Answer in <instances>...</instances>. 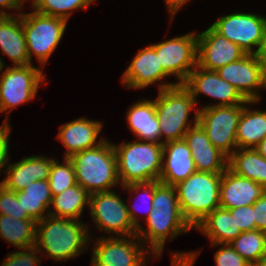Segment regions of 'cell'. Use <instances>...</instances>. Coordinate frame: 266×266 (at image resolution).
I'll use <instances>...</instances> for the list:
<instances>
[{
  "mask_svg": "<svg viewBox=\"0 0 266 266\" xmlns=\"http://www.w3.org/2000/svg\"><path fill=\"white\" fill-rule=\"evenodd\" d=\"M183 85L189 90L197 104V96L204 94L219 102L206 105L211 106H231L238 104H256L259 101H248L230 83L222 79L216 71H210L196 66L189 74Z\"/></svg>",
  "mask_w": 266,
  "mask_h": 266,
  "instance_id": "obj_15",
  "label": "cell"
},
{
  "mask_svg": "<svg viewBox=\"0 0 266 266\" xmlns=\"http://www.w3.org/2000/svg\"><path fill=\"white\" fill-rule=\"evenodd\" d=\"M253 208L256 229L266 232V193L253 204Z\"/></svg>",
  "mask_w": 266,
  "mask_h": 266,
  "instance_id": "obj_40",
  "label": "cell"
},
{
  "mask_svg": "<svg viewBox=\"0 0 266 266\" xmlns=\"http://www.w3.org/2000/svg\"><path fill=\"white\" fill-rule=\"evenodd\" d=\"M4 66H5L4 62L1 60V57H0V72H2Z\"/></svg>",
  "mask_w": 266,
  "mask_h": 266,
  "instance_id": "obj_47",
  "label": "cell"
},
{
  "mask_svg": "<svg viewBox=\"0 0 266 266\" xmlns=\"http://www.w3.org/2000/svg\"><path fill=\"white\" fill-rule=\"evenodd\" d=\"M9 117L6 116L4 123L0 126V170L9 164V135H10V124ZM1 172V171H0Z\"/></svg>",
  "mask_w": 266,
  "mask_h": 266,
  "instance_id": "obj_39",
  "label": "cell"
},
{
  "mask_svg": "<svg viewBox=\"0 0 266 266\" xmlns=\"http://www.w3.org/2000/svg\"><path fill=\"white\" fill-rule=\"evenodd\" d=\"M246 54L212 26L197 34V66L202 69L216 71L220 67L238 61Z\"/></svg>",
  "mask_w": 266,
  "mask_h": 266,
  "instance_id": "obj_16",
  "label": "cell"
},
{
  "mask_svg": "<svg viewBox=\"0 0 266 266\" xmlns=\"http://www.w3.org/2000/svg\"><path fill=\"white\" fill-rule=\"evenodd\" d=\"M89 229L81 220L46 216L36 225L35 247L57 261L74 258L88 250Z\"/></svg>",
  "mask_w": 266,
  "mask_h": 266,
  "instance_id": "obj_2",
  "label": "cell"
},
{
  "mask_svg": "<svg viewBox=\"0 0 266 266\" xmlns=\"http://www.w3.org/2000/svg\"><path fill=\"white\" fill-rule=\"evenodd\" d=\"M222 245L221 248L214 253L216 266H251L243 259L230 244H211L212 247Z\"/></svg>",
  "mask_w": 266,
  "mask_h": 266,
  "instance_id": "obj_37",
  "label": "cell"
},
{
  "mask_svg": "<svg viewBox=\"0 0 266 266\" xmlns=\"http://www.w3.org/2000/svg\"><path fill=\"white\" fill-rule=\"evenodd\" d=\"M126 238L110 235L96 239L91 259L92 266H145L146 254L152 255L149 248L143 247L144 244L137 235Z\"/></svg>",
  "mask_w": 266,
  "mask_h": 266,
  "instance_id": "obj_11",
  "label": "cell"
},
{
  "mask_svg": "<svg viewBox=\"0 0 266 266\" xmlns=\"http://www.w3.org/2000/svg\"><path fill=\"white\" fill-rule=\"evenodd\" d=\"M200 253L198 252H172V265L171 266H193V264L195 263V260L197 258V256Z\"/></svg>",
  "mask_w": 266,
  "mask_h": 266,
  "instance_id": "obj_41",
  "label": "cell"
},
{
  "mask_svg": "<svg viewBox=\"0 0 266 266\" xmlns=\"http://www.w3.org/2000/svg\"><path fill=\"white\" fill-rule=\"evenodd\" d=\"M255 56L266 66V23L263 38L257 52L255 53Z\"/></svg>",
  "mask_w": 266,
  "mask_h": 266,
  "instance_id": "obj_44",
  "label": "cell"
},
{
  "mask_svg": "<svg viewBox=\"0 0 266 266\" xmlns=\"http://www.w3.org/2000/svg\"><path fill=\"white\" fill-rule=\"evenodd\" d=\"M90 194L79 184L64 190L52 197L54 211H49L50 216L80 220L83 209L89 205Z\"/></svg>",
  "mask_w": 266,
  "mask_h": 266,
  "instance_id": "obj_30",
  "label": "cell"
},
{
  "mask_svg": "<svg viewBox=\"0 0 266 266\" xmlns=\"http://www.w3.org/2000/svg\"><path fill=\"white\" fill-rule=\"evenodd\" d=\"M266 136V111L243 107L236 131L238 148H255Z\"/></svg>",
  "mask_w": 266,
  "mask_h": 266,
  "instance_id": "obj_28",
  "label": "cell"
},
{
  "mask_svg": "<svg viewBox=\"0 0 266 266\" xmlns=\"http://www.w3.org/2000/svg\"><path fill=\"white\" fill-rule=\"evenodd\" d=\"M64 158V164L54 160L50 170L48 182L52 197L77 184L74 166L69 158Z\"/></svg>",
  "mask_w": 266,
  "mask_h": 266,
  "instance_id": "obj_33",
  "label": "cell"
},
{
  "mask_svg": "<svg viewBox=\"0 0 266 266\" xmlns=\"http://www.w3.org/2000/svg\"><path fill=\"white\" fill-rule=\"evenodd\" d=\"M229 244L251 266L266 256V232L257 229L242 232Z\"/></svg>",
  "mask_w": 266,
  "mask_h": 266,
  "instance_id": "obj_31",
  "label": "cell"
},
{
  "mask_svg": "<svg viewBox=\"0 0 266 266\" xmlns=\"http://www.w3.org/2000/svg\"><path fill=\"white\" fill-rule=\"evenodd\" d=\"M22 26L30 62L32 63L34 54L39 64L44 67L60 43L67 21L34 10L30 13H22Z\"/></svg>",
  "mask_w": 266,
  "mask_h": 266,
  "instance_id": "obj_7",
  "label": "cell"
},
{
  "mask_svg": "<svg viewBox=\"0 0 266 266\" xmlns=\"http://www.w3.org/2000/svg\"><path fill=\"white\" fill-rule=\"evenodd\" d=\"M54 160L44 157V155H36L24 157L14 164L9 163L4 170L7 177L2 179L0 184L17 192L34 181L48 180Z\"/></svg>",
  "mask_w": 266,
  "mask_h": 266,
  "instance_id": "obj_20",
  "label": "cell"
},
{
  "mask_svg": "<svg viewBox=\"0 0 266 266\" xmlns=\"http://www.w3.org/2000/svg\"><path fill=\"white\" fill-rule=\"evenodd\" d=\"M195 229L206 235L211 244H229L242 233L230 210L222 207L209 213Z\"/></svg>",
  "mask_w": 266,
  "mask_h": 266,
  "instance_id": "obj_25",
  "label": "cell"
},
{
  "mask_svg": "<svg viewBox=\"0 0 266 266\" xmlns=\"http://www.w3.org/2000/svg\"><path fill=\"white\" fill-rule=\"evenodd\" d=\"M221 179L222 173L195 171L175 185L182 215L192 228L220 207Z\"/></svg>",
  "mask_w": 266,
  "mask_h": 266,
  "instance_id": "obj_4",
  "label": "cell"
},
{
  "mask_svg": "<svg viewBox=\"0 0 266 266\" xmlns=\"http://www.w3.org/2000/svg\"><path fill=\"white\" fill-rule=\"evenodd\" d=\"M230 212L241 232L256 230L253 205L230 209Z\"/></svg>",
  "mask_w": 266,
  "mask_h": 266,
  "instance_id": "obj_38",
  "label": "cell"
},
{
  "mask_svg": "<svg viewBox=\"0 0 266 266\" xmlns=\"http://www.w3.org/2000/svg\"><path fill=\"white\" fill-rule=\"evenodd\" d=\"M120 185L159 181L162 170L163 144L133 141L115 145Z\"/></svg>",
  "mask_w": 266,
  "mask_h": 266,
  "instance_id": "obj_5",
  "label": "cell"
},
{
  "mask_svg": "<svg viewBox=\"0 0 266 266\" xmlns=\"http://www.w3.org/2000/svg\"><path fill=\"white\" fill-rule=\"evenodd\" d=\"M162 161L159 181L164 184L175 186L197 171L191 150L184 139L165 142Z\"/></svg>",
  "mask_w": 266,
  "mask_h": 266,
  "instance_id": "obj_21",
  "label": "cell"
},
{
  "mask_svg": "<svg viewBox=\"0 0 266 266\" xmlns=\"http://www.w3.org/2000/svg\"><path fill=\"white\" fill-rule=\"evenodd\" d=\"M102 128L103 125L101 122L90 120L85 117L62 125L59 129L57 139H59L67 149L65 151V157L69 158L77 152L93 148L102 143L104 138L96 142Z\"/></svg>",
  "mask_w": 266,
  "mask_h": 266,
  "instance_id": "obj_23",
  "label": "cell"
},
{
  "mask_svg": "<svg viewBox=\"0 0 266 266\" xmlns=\"http://www.w3.org/2000/svg\"><path fill=\"white\" fill-rule=\"evenodd\" d=\"M96 0H33L32 9L38 13L69 20L76 9L89 7Z\"/></svg>",
  "mask_w": 266,
  "mask_h": 266,
  "instance_id": "obj_32",
  "label": "cell"
},
{
  "mask_svg": "<svg viewBox=\"0 0 266 266\" xmlns=\"http://www.w3.org/2000/svg\"><path fill=\"white\" fill-rule=\"evenodd\" d=\"M27 0H0V7L7 9L22 10Z\"/></svg>",
  "mask_w": 266,
  "mask_h": 266,
  "instance_id": "obj_43",
  "label": "cell"
},
{
  "mask_svg": "<svg viewBox=\"0 0 266 266\" xmlns=\"http://www.w3.org/2000/svg\"><path fill=\"white\" fill-rule=\"evenodd\" d=\"M262 157L266 159V136L254 148Z\"/></svg>",
  "mask_w": 266,
  "mask_h": 266,
  "instance_id": "obj_45",
  "label": "cell"
},
{
  "mask_svg": "<svg viewBox=\"0 0 266 266\" xmlns=\"http://www.w3.org/2000/svg\"><path fill=\"white\" fill-rule=\"evenodd\" d=\"M22 250L8 254L1 266H40L42 257L36 255L39 251L35 246Z\"/></svg>",
  "mask_w": 266,
  "mask_h": 266,
  "instance_id": "obj_36",
  "label": "cell"
},
{
  "mask_svg": "<svg viewBox=\"0 0 266 266\" xmlns=\"http://www.w3.org/2000/svg\"><path fill=\"white\" fill-rule=\"evenodd\" d=\"M36 225L34 219L0 215V237L19 250L30 248L35 246Z\"/></svg>",
  "mask_w": 266,
  "mask_h": 266,
  "instance_id": "obj_29",
  "label": "cell"
},
{
  "mask_svg": "<svg viewBox=\"0 0 266 266\" xmlns=\"http://www.w3.org/2000/svg\"><path fill=\"white\" fill-rule=\"evenodd\" d=\"M159 94L154 100L156 116L159 121L163 144L169 141L183 139L186 132L193 127L188 121L190 112L195 109L194 101L189 90L183 85L162 83L159 85ZM165 136V137H164Z\"/></svg>",
  "mask_w": 266,
  "mask_h": 266,
  "instance_id": "obj_6",
  "label": "cell"
},
{
  "mask_svg": "<svg viewBox=\"0 0 266 266\" xmlns=\"http://www.w3.org/2000/svg\"><path fill=\"white\" fill-rule=\"evenodd\" d=\"M69 159L74 166L76 183L89 194L110 191L120 184L114 146L107 139L71 155Z\"/></svg>",
  "mask_w": 266,
  "mask_h": 266,
  "instance_id": "obj_3",
  "label": "cell"
},
{
  "mask_svg": "<svg viewBox=\"0 0 266 266\" xmlns=\"http://www.w3.org/2000/svg\"><path fill=\"white\" fill-rule=\"evenodd\" d=\"M265 193V186L238 176L228 168L222 173L219 197L220 207L224 209L253 205Z\"/></svg>",
  "mask_w": 266,
  "mask_h": 266,
  "instance_id": "obj_18",
  "label": "cell"
},
{
  "mask_svg": "<svg viewBox=\"0 0 266 266\" xmlns=\"http://www.w3.org/2000/svg\"><path fill=\"white\" fill-rule=\"evenodd\" d=\"M198 112L195 110L194 124L183 139L191 150L196 170L207 173H223L227 169L228 157L216 148L198 124Z\"/></svg>",
  "mask_w": 266,
  "mask_h": 266,
  "instance_id": "obj_17",
  "label": "cell"
},
{
  "mask_svg": "<svg viewBox=\"0 0 266 266\" xmlns=\"http://www.w3.org/2000/svg\"><path fill=\"white\" fill-rule=\"evenodd\" d=\"M152 202L153 209L146 219L148 228L145 229L141 225L136 235L143 244L148 241L146 243L151 246L149 251L155 255L154 257H159L169 235L171 241L178 235L190 231L192 227L182 215L174 185L155 181V195Z\"/></svg>",
  "mask_w": 266,
  "mask_h": 266,
  "instance_id": "obj_1",
  "label": "cell"
},
{
  "mask_svg": "<svg viewBox=\"0 0 266 266\" xmlns=\"http://www.w3.org/2000/svg\"><path fill=\"white\" fill-rule=\"evenodd\" d=\"M254 266H266V256L263 257L258 263H256Z\"/></svg>",
  "mask_w": 266,
  "mask_h": 266,
  "instance_id": "obj_46",
  "label": "cell"
},
{
  "mask_svg": "<svg viewBox=\"0 0 266 266\" xmlns=\"http://www.w3.org/2000/svg\"><path fill=\"white\" fill-rule=\"evenodd\" d=\"M0 215H8L16 219H32L27 212H23L16 192L7 189L2 184H0Z\"/></svg>",
  "mask_w": 266,
  "mask_h": 266,
  "instance_id": "obj_35",
  "label": "cell"
},
{
  "mask_svg": "<svg viewBox=\"0 0 266 266\" xmlns=\"http://www.w3.org/2000/svg\"><path fill=\"white\" fill-rule=\"evenodd\" d=\"M129 129L139 141L163 144L154 100H139L130 106L126 114Z\"/></svg>",
  "mask_w": 266,
  "mask_h": 266,
  "instance_id": "obj_24",
  "label": "cell"
},
{
  "mask_svg": "<svg viewBox=\"0 0 266 266\" xmlns=\"http://www.w3.org/2000/svg\"><path fill=\"white\" fill-rule=\"evenodd\" d=\"M159 55L160 64L168 75L183 84L197 66V34L187 33L161 43L151 44Z\"/></svg>",
  "mask_w": 266,
  "mask_h": 266,
  "instance_id": "obj_12",
  "label": "cell"
},
{
  "mask_svg": "<svg viewBox=\"0 0 266 266\" xmlns=\"http://www.w3.org/2000/svg\"><path fill=\"white\" fill-rule=\"evenodd\" d=\"M243 105L211 106L199 109L198 112V124L211 143L227 157L238 148L236 131Z\"/></svg>",
  "mask_w": 266,
  "mask_h": 266,
  "instance_id": "obj_8",
  "label": "cell"
},
{
  "mask_svg": "<svg viewBox=\"0 0 266 266\" xmlns=\"http://www.w3.org/2000/svg\"><path fill=\"white\" fill-rule=\"evenodd\" d=\"M0 76V106L2 112H9L8 116L15 107L34 99L46 79L42 69L32 64L8 66Z\"/></svg>",
  "mask_w": 266,
  "mask_h": 266,
  "instance_id": "obj_9",
  "label": "cell"
},
{
  "mask_svg": "<svg viewBox=\"0 0 266 266\" xmlns=\"http://www.w3.org/2000/svg\"><path fill=\"white\" fill-rule=\"evenodd\" d=\"M227 168L266 187V159L254 148H237L228 157Z\"/></svg>",
  "mask_w": 266,
  "mask_h": 266,
  "instance_id": "obj_26",
  "label": "cell"
},
{
  "mask_svg": "<svg viewBox=\"0 0 266 266\" xmlns=\"http://www.w3.org/2000/svg\"><path fill=\"white\" fill-rule=\"evenodd\" d=\"M166 2V6L168 7L171 20L174 15L180 10V8L186 4L189 0H164Z\"/></svg>",
  "mask_w": 266,
  "mask_h": 266,
  "instance_id": "obj_42",
  "label": "cell"
},
{
  "mask_svg": "<svg viewBox=\"0 0 266 266\" xmlns=\"http://www.w3.org/2000/svg\"><path fill=\"white\" fill-rule=\"evenodd\" d=\"M266 17L237 12L218 18L211 26L247 54H255L264 34ZM257 49L253 50L254 47Z\"/></svg>",
  "mask_w": 266,
  "mask_h": 266,
  "instance_id": "obj_13",
  "label": "cell"
},
{
  "mask_svg": "<svg viewBox=\"0 0 266 266\" xmlns=\"http://www.w3.org/2000/svg\"><path fill=\"white\" fill-rule=\"evenodd\" d=\"M0 49L13 61V66L32 64L27 52L22 13L13 16L0 9Z\"/></svg>",
  "mask_w": 266,
  "mask_h": 266,
  "instance_id": "obj_22",
  "label": "cell"
},
{
  "mask_svg": "<svg viewBox=\"0 0 266 266\" xmlns=\"http://www.w3.org/2000/svg\"><path fill=\"white\" fill-rule=\"evenodd\" d=\"M216 72L233 85L246 100H261L258 90L266 88V66L255 54H246L238 61L220 67Z\"/></svg>",
  "mask_w": 266,
  "mask_h": 266,
  "instance_id": "obj_14",
  "label": "cell"
},
{
  "mask_svg": "<svg viewBox=\"0 0 266 266\" xmlns=\"http://www.w3.org/2000/svg\"><path fill=\"white\" fill-rule=\"evenodd\" d=\"M92 221L105 233H114L117 237L137 234V228L130 219L127 204L115 191H103L90 194L89 205Z\"/></svg>",
  "mask_w": 266,
  "mask_h": 266,
  "instance_id": "obj_10",
  "label": "cell"
},
{
  "mask_svg": "<svg viewBox=\"0 0 266 266\" xmlns=\"http://www.w3.org/2000/svg\"><path fill=\"white\" fill-rule=\"evenodd\" d=\"M16 194L18 201H21L23 212H27L36 222L49 215L52 195L48 180L34 181L23 190L17 191Z\"/></svg>",
  "mask_w": 266,
  "mask_h": 266,
  "instance_id": "obj_27",
  "label": "cell"
},
{
  "mask_svg": "<svg viewBox=\"0 0 266 266\" xmlns=\"http://www.w3.org/2000/svg\"><path fill=\"white\" fill-rule=\"evenodd\" d=\"M124 189H128L131 193H135V196L138 195V191H142L141 195L142 198L145 200H143L147 206V208H145L147 216L145 217V220L149 217V214L151 213V210L153 209V198L155 195V181H151V182H141V183H130L127 185L122 186ZM140 197V196H139ZM140 199V198H139ZM138 199V200H139ZM142 200V199H141ZM143 202V203H144ZM137 205L135 204L134 206H127V210L130 216L131 221L133 222L134 226L138 229L141 224L139 223V220L137 218ZM140 212V209H138ZM138 212V211H137ZM145 212V211H144Z\"/></svg>",
  "mask_w": 266,
  "mask_h": 266,
  "instance_id": "obj_34",
  "label": "cell"
},
{
  "mask_svg": "<svg viewBox=\"0 0 266 266\" xmlns=\"http://www.w3.org/2000/svg\"><path fill=\"white\" fill-rule=\"evenodd\" d=\"M165 77L168 74L163 70L156 50L150 45L137 53L121 78L127 88L144 89Z\"/></svg>",
  "mask_w": 266,
  "mask_h": 266,
  "instance_id": "obj_19",
  "label": "cell"
}]
</instances>
